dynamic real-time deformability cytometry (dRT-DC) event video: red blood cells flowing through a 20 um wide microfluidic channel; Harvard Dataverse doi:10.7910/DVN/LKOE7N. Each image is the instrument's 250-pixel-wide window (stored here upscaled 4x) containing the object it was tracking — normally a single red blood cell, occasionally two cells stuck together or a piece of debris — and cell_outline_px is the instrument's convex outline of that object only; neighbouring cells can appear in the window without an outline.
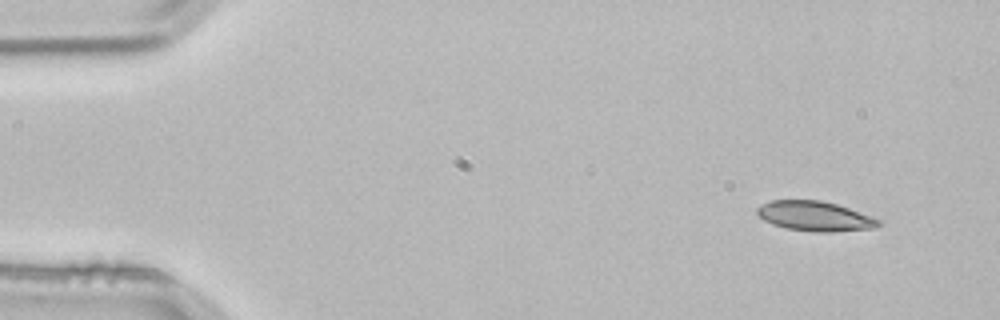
{"species": "common noctule bat (a hibernating species)", "species_latin": "Nyctalus noctula", "temperature_condition": "room temperature", "stored_images_in_passage": 6, "segment_of_instrument_passage": [1, 2], "camera_frame_rate_fps": 3000, "um_per_image_px": 0.085, "animal": {"sex": "male", "body_mass_g": 21.5, "forearm_length_mm": 52.0}, "frame": {"image": 1, "passage_image": 1, "time_ms": 0.0, "image_size_px": [1000, 320], "cell_outline_px": [[884, 224], [876, 228], [828, 232], [812, 232], [784, 228], [772, 224], [764, 220], [756, 212], [756, 208], [760, 204], [772, 200], [820, 200], [836, 204], [872, 216], [880, 220]], "centroid_in_image_um": [69.27, 18.38], "position_along_channel_um": 15.7, "area_um2": 21.27}}
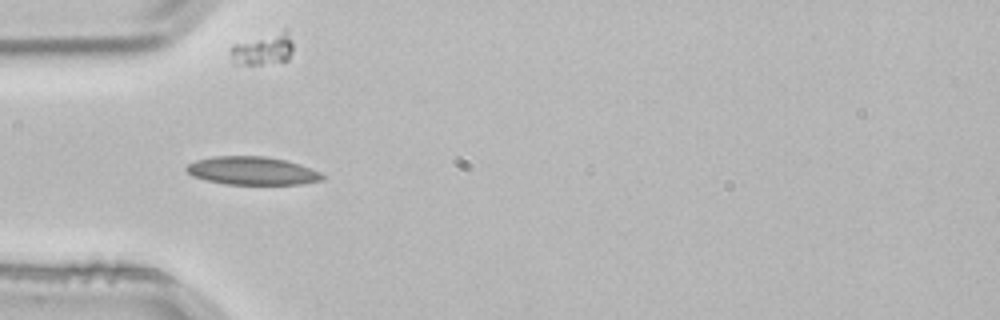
{"frame": {"image": 2, "passage_image": 3, "time_ms": 0.667, "image_size_px": [1000, 320], "cell_outline_px": [[324, 180], [300, 184], [224, 184], [192, 176], [184, 168], [188, 164], [196, 160], [212, 156], [268, 156], [300, 164], [320, 172], [324, 176]], "centroid_in_image_um": [21.43, 14.51], "position_along_channel_um": 63.6, "area_um2": 22.31}}